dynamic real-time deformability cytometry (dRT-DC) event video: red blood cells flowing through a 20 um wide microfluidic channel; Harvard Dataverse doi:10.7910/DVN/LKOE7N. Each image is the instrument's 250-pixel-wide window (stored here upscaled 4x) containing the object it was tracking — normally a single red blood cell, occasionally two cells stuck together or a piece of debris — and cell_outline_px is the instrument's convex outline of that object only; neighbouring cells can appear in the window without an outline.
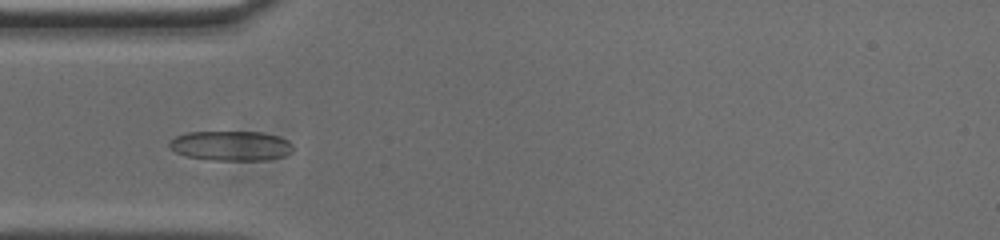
{"species": "common noctule bat (a hibernating species)", "species_latin": "Nyctalus noctula", "temperature_condition": "cold", "stored_images_in_passage": 39, "camera_frame_rate_fps": 3000, "um_per_image_px": 0.085, "animal": {"sex": "male", "body_mass_g": 20.0, "forearm_length_mm": 53.3}, "frame": {"image": 1, "passage_image": 1, "time_ms": 0.0, "image_size_px": [1000, 240], "cell_outline_px": [[292, 152], [284, 156], [264, 160], [208, 160], [188, 156], [176, 152], [168, 148], [168, 144], [176, 136], [188, 132], [260, 132], [280, 136], [288, 140], [292, 144]], "centroid_in_image_um": [19.64, 12.39], "position_along_channel_um": 65.4, "area_um2": 21.5}}
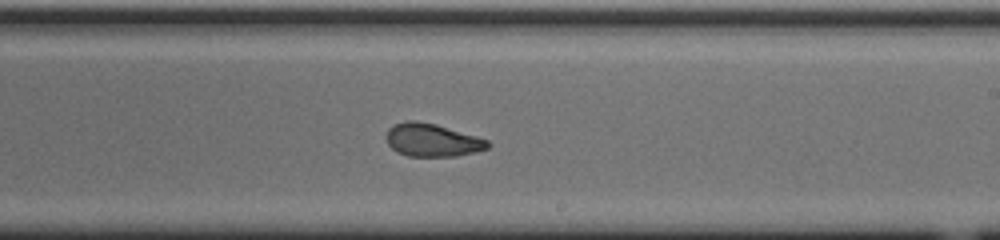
{"frame": {"image": 2, "passage_image": 16, "time_ms": 5.0, "image_size_px": [1000, 240], "cell_outline_px": [[492, 144], [488, 148], [456, 156], [408, 156], [396, 152], [388, 144], [384, 136], [388, 128], [392, 124], [404, 120], [416, 120], [436, 124], [476, 136], [488, 140]], "centroid_in_image_um": [36.68, 11.89], "position_along_channel_um": 252.3, "area_um2": 19.71}}
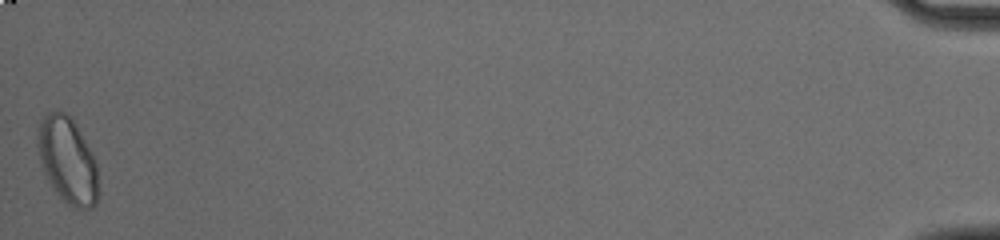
{"frame": {"image": 3, "passage_image": 39, "time_ms": 12.667, "image_size_px": [1000, 240], "cell_outline_px": [[100, 192], [96, 204], [92, 208], [76, 208], [68, 204], [60, 196], [48, 180], [44, 172], [40, 160], [36, 144], [36, 136], [40, 120], [48, 112], [56, 108], [72, 116], [96, 160]], "centroid_in_image_um": [5.76, 13.59], "position_along_channel_um": 429.4, "area_um2": 31.04}}